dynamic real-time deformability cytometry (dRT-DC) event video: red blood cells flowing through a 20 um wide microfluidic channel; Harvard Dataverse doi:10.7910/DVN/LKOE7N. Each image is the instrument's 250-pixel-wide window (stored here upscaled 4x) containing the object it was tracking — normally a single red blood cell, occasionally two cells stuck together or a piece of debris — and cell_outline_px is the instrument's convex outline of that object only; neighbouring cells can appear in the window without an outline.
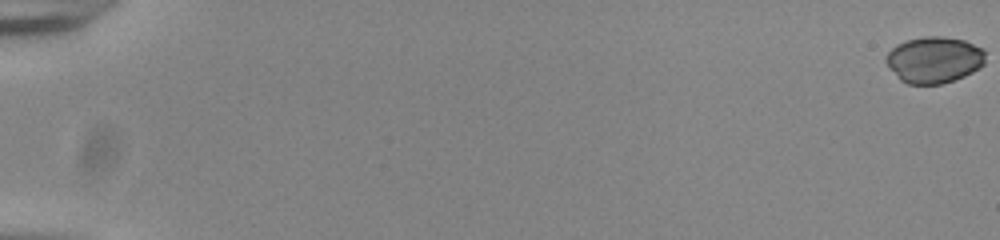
{"species": "common noctule bat (a hibernating species)", "species_latin": "Nyctalus noctula", "temperature_condition": "room temperature", "stored_images_in_passage": 56, "camera_frame_rate_fps": 3000, "um_per_image_px": 0.085, "animal": {"sex": "male", "body_mass_g": 20.0, "forearm_length_mm": 53.3}, "frame": {"image": 1, "passage_image": 1, "time_ms": 0.0, "image_size_px": [1000, 240], "cell_outline_px": [[984, 64], [980, 68], [964, 76], [940, 84], [908, 84], [900, 80], [888, 68], [884, 60], [888, 52], [896, 44], [908, 40], [924, 36], [944, 36], [964, 40], [984, 48]], "centroid_in_image_um": [79.38, 5.07], "position_along_channel_um": 5.6, "area_um2": 27.05}}
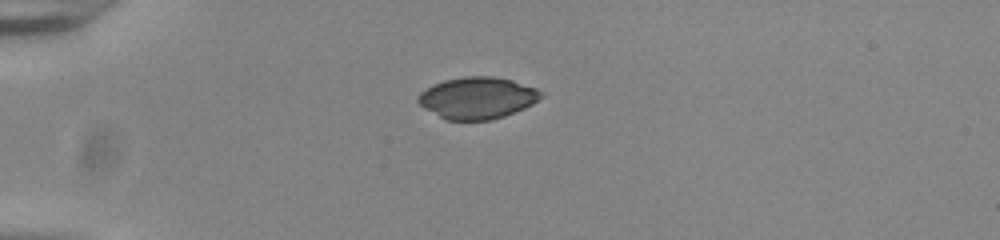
{"frame": {"image": 2, "passage_image": 17, "time_ms": 5.333, "image_size_px": [1000, 240], "cell_outline_px": [[544, 96], [532, 104], [524, 108], [504, 116], [492, 120], [444, 120], [424, 108], [416, 100], [416, 96], [420, 92], [432, 84], [444, 80], [464, 76], [492, 76], [512, 80], [536, 88], [544, 92]], "centroid_in_image_um": [40.56, 8.32], "position_along_channel_um": 44.4, "area_um2": 30.17}}